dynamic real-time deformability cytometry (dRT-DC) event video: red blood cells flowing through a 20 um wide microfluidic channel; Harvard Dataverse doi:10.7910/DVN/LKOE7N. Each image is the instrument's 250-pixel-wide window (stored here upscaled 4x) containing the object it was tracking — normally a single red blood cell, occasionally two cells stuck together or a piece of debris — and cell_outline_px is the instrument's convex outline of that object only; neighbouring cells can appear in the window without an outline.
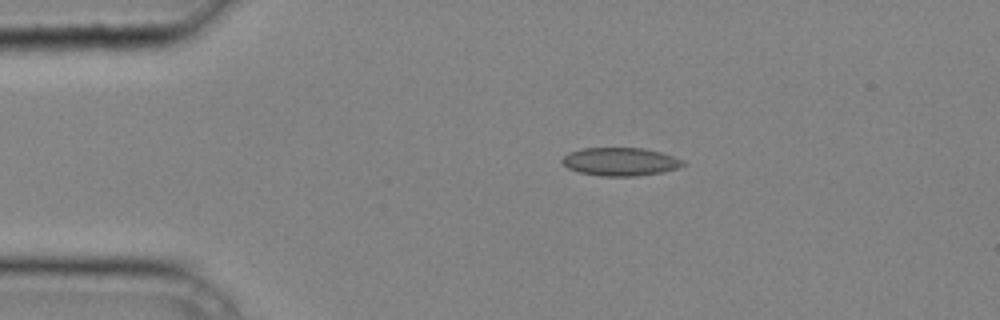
{"species": "common noctule bat (a hibernating species)", "species_latin": "Nyctalus noctula", "temperature_condition": "cold", "stored_images_in_passage": 37, "camera_frame_rate_fps": 3000, "um_per_image_px": 0.085, "animal": {"sex": "male", "body_mass_g": 20.4}, "frame": {"image": 1, "passage_image": 5, "time_ms": 1.333, "image_size_px": [1000, 320], "cell_outline_px": [[684, 164], [676, 168], [660, 172], [636, 176], [600, 176], [580, 172], [568, 168], [560, 160], [568, 152], [584, 148], [644, 148], [660, 152], [684, 160]], "centroid_in_image_um": [52.69, 13.74], "position_along_channel_um": 32.3, "area_um2": 19.65}}
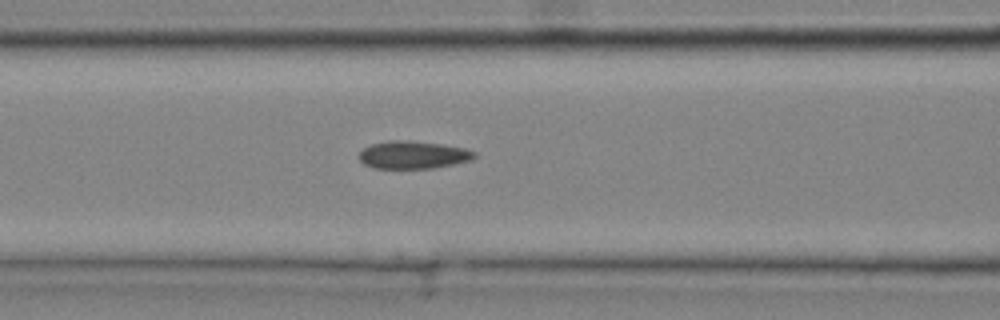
{"frame": {"image": 2, "passage_image": 14, "time_ms": 4.333, "image_size_px": [1000, 320], "cell_outline_px": [[476, 156], [472, 160], [432, 168], [376, 168], [364, 164], [360, 160], [360, 152], [364, 148], [372, 144], [392, 140], [400, 140], [440, 144], [464, 148], [476, 152]], "centroid_in_image_um": [35.13, 13.17], "position_along_channel_um": 131.5, "area_um2": 18.26}}
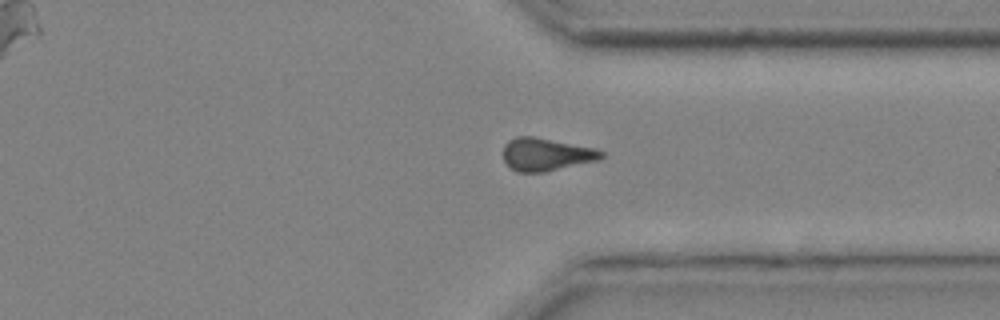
{"frame": {"image": 3, "passage_image": 29, "time_ms": 9.333, "image_size_px": [1000, 320], "cell_outline_px": [[604, 156], [600, 160], [544, 172], [516, 172], [504, 160], [504, 144], [508, 140], [516, 136], [536, 136], [596, 148], [604, 152]], "centroid_in_image_um": [46.45, 13.11], "position_along_channel_um": 365.0, "area_um2": 18.96}}